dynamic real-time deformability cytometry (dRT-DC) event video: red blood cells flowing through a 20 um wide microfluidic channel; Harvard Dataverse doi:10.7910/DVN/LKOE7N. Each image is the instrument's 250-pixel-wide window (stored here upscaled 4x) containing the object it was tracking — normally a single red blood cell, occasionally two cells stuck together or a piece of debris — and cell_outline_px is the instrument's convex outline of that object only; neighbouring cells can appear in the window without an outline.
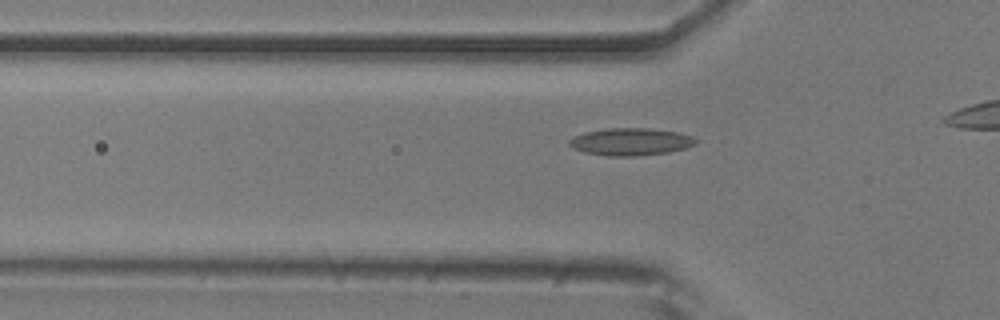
{"species": "common noctule bat (a hibernating species)", "species_latin": "Nyctalus noctula", "temperature_condition": "room temperature", "stored_images_in_passage": 12, "camera_frame_rate_fps": 3000, "um_per_image_px": 0.085, "animal": {"sex": "male", "body_mass_g": 20.5, "forearm_length_mm": 52.5}, "frame": {"image": 1, "passage_image": 6, "time_ms": 1.667, "image_size_px": [1000, 320], "cell_outline_px": [[696, 144], [684, 148], [668, 152], [636, 156], [608, 156], [584, 152], [572, 148], [568, 144], [568, 140], [572, 136], [584, 132], [608, 128], [648, 128], [680, 132], [692, 136], [696, 140]], "centroid_in_image_um": [53.57, 12.04], "position_along_channel_um": 72.2, "area_um2": 20.29}}
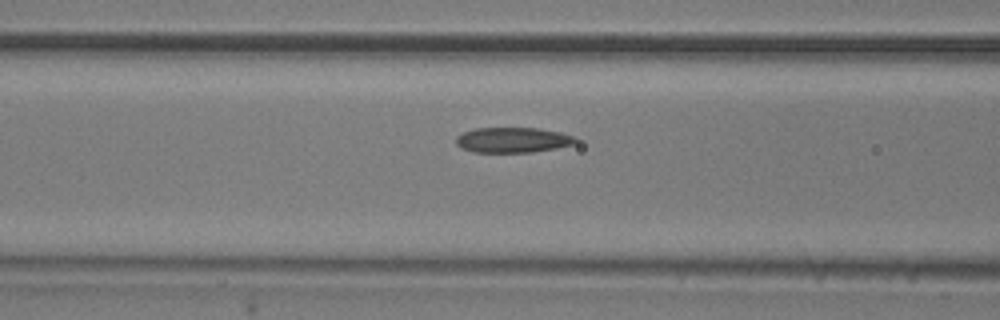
{"frame": {"image": 2, "passage_image": 10, "time_ms": 3.0, "image_size_px": [1000, 320], "cell_outline_px": [[576, 144], [556, 148], [532, 152], [472, 152], [460, 148], [456, 144], [456, 136], [464, 132], [476, 128], [536, 128], [560, 132], [572, 136], [576, 140]], "centroid_in_image_um": [43.55, 11.9], "position_along_channel_um": 123.0, "area_um2": 17.57}}